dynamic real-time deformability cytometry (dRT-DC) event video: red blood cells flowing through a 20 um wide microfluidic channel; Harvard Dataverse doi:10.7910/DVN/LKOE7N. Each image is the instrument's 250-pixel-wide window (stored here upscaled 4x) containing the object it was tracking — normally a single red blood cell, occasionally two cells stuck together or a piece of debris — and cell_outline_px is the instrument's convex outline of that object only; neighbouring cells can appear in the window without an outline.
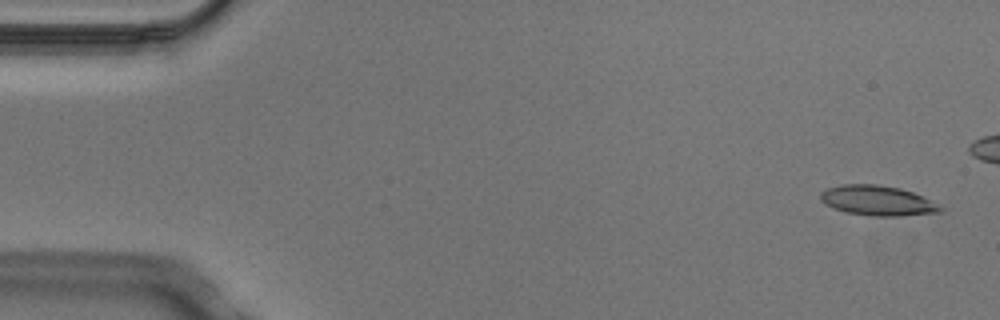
{"species": "Egyptian fruit bat (a non-hibernating species)", "species_latin": "Rousettus aegyptiacus", "temperature_condition": "cold", "stored_images_in_passage": 7, "camera_frame_rate_fps": 3000, "um_per_image_px": 0.085, "animal": {"sex": "male"}, "frame": {"image": 1, "passage_image": 1, "time_ms": 0.0, "image_size_px": [1000, 320], "cell_outline_px": [[944, 208], [940, 212], [900, 216], [872, 216], [844, 212], [832, 208], [824, 204], [820, 200], [820, 192], [828, 188], [844, 184], [876, 184], [900, 188], [912, 192]], "centroid_in_image_um": [74.52, 17.05], "position_along_channel_um": 10.5, "area_um2": 20.87}}
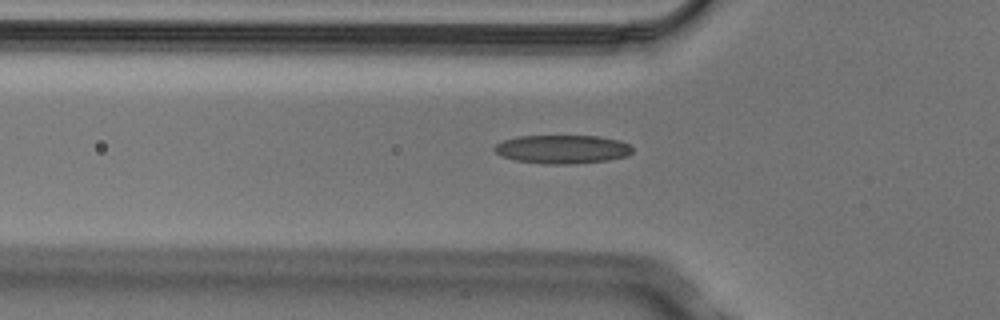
{"frame": {"image": 2, "passage_image": 6, "time_ms": 1.667, "image_size_px": [1000, 320], "cell_outline_px": [[632, 152], [628, 156], [608, 160], [576, 164], [548, 164], [516, 160], [500, 156], [492, 148], [496, 144], [504, 140], [520, 136], [596, 136], [620, 140], [628, 144], [632, 148]], "centroid_in_image_um": [47.81, 12.69], "position_along_channel_um": 78.0, "area_um2": 23.0}}